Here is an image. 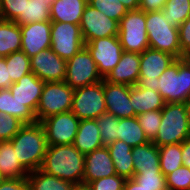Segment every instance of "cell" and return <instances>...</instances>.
<instances>
[{
  "label": "cell",
  "mask_w": 190,
  "mask_h": 190,
  "mask_svg": "<svg viewBox=\"0 0 190 190\" xmlns=\"http://www.w3.org/2000/svg\"><path fill=\"white\" fill-rule=\"evenodd\" d=\"M85 155L73 144L48 145L41 170L73 184L83 183Z\"/></svg>",
  "instance_id": "cell-1"
},
{
  "label": "cell",
  "mask_w": 190,
  "mask_h": 190,
  "mask_svg": "<svg viewBox=\"0 0 190 190\" xmlns=\"http://www.w3.org/2000/svg\"><path fill=\"white\" fill-rule=\"evenodd\" d=\"M10 142L19 163L28 172L41 168L48 145L40 122L24 124Z\"/></svg>",
  "instance_id": "cell-2"
},
{
  "label": "cell",
  "mask_w": 190,
  "mask_h": 190,
  "mask_svg": "<svg viewBox=\"0 0 190 190\" xmlns=\"http://www.w3.org/2000/svg\"><path fill=\"white\" fill-rule=\"evenodd\" d=\"M161 123L152 141L158 147L182 143L190 137V120L185 103H165L161 109Z\"/></svg>",
  "instance_id": "cell-3"
},
{
  "label": "cell",
  "mask_w": 190,
  "mask_h": 190,
  "mask_svg": "<svg viewBox=\"0 0 190 190\" xmlns=\"http://www.w3.org/2000/svg\"><path fill=\"white\" fill-rule=\"evenodd\" d=\"M165 103H185L190 97V57L176 59L158 78Z\"/></svg>",
  "instance_id": "cell-4"
},
{
  "label": "cell",
  "mask_w": 190,
  "mask_h": 190,
  "mask_svg": "<svg viewBox=\"0 0 190 190\" xmlns=\"http://www.w3.org/2000/svg\"><path fill=\"white\" fill-rule=\"evenodd\" d=\"M145 25L149 48L167 52L176 59H181L178 28L167 21L162 11L147 12Z\"/></svg>",
  "instance_id": "cell-5"
},
{
  "label": "cell",
  "mask_w": 190,
  "mask_h": 190,
  "mask_svg": "<svg viewBox=\"0 0 190 190\" xmlns=\"http://www.w3.org/2000/svg\"><path fill=\"white\" fill-rule=\"evenodd\" d=\"M146 12L130 10L119 21L118 38L125 52L141 54L149 48Z\"/></svg>",
  "instance_id": "cell-6"
},
{
  "label": "cell",
  "mask_w": 190,
  "mask_h": 190,
  "mask_svg": "<svg viewBox=\"0 0 190 190\" xmlns=\"http://www.w3.org/2000/svg\"><path fill=\"white\" fill-rule=\"evenodd\" d=\"M74 90L64 81L45 82L35 112L37 122L71 111Z\"/></svg>",
  "instance_id": "cell-7"
},
{
  "label": "cell",
  "mask_w": 190,
  "mask_h": 190,
  "mask_svg": "<svg viewBox=\"0 0 190 190\" xmlns=\"http://www.w3.org/2000/svg\"><path fill=\"white\" fill-rule=\"evenodd\" d=\"M71 112L79 120L96 119L106 112L103 80L74 90Z\"/></svg>",
  "instance_id": "cell-8"
},
{
  "label": "cell",
  "mask_w": 190,
  "mask_h": 190,
  "mask_svg": "<svg viewBox=\"0 0 190 190\" xmlns=\"http://www.w3.org/2000/svg\"><path fill=\"white\" fill-rule=\"evenodd\" d=\"M96 63L84 46L78 53L66 61L64 82L73 90L102 81Z\"/></svg>",
  "instance_id": "cell-9"
},
{
  "label": "cell",
  "mask_w": 190,
  "mask_h": 190,
  "mask_svg": "<svg viewBox=\"0 0 190 190\" xmlns=\"http://www.w3.org/2000/svg\"><path fill=\"white\" fill-rule=\"evenodd\" d=\"M85 46L78 24L51 22V49L63 60H69Z\"/></svg>",
  "instance_id": "cell-10"
},
{
  "label": "cell",
  "mask_w": 190,
  "mask_h": 190,
  "mask_svg": "<svg viewBox=\"0 0 190 190\" xmlns=\"http://www.w3.org/2000/svg\"><path fill=\"white\" fill-rule=\"evenodd\" d=\"M176 58L171 54L148 48L140 54V71L137 85L158 91V78Z\"/></svg>",
  "instance_id": "cell-11"
},
{
  "label": "cell",
  "mask_w": 190,
  "mask_h": 190,
  "mask_svg": "<svg viewBox=\"0 0 190 190\" xmlns=\"http://www.w3.org/2000/svg\"><path fill=\"white\" fill-rule=\"evenodd\" d=\"M85 47L94 59L102 78L118 64L124 52L118 35L91 40L85 43Z\"/></svg>",
  "instance_id": "cell-12"
},
{
  "label": "cell",
  "mask_w": 190,
  "mask_h": 190,
  "mask_svg": "<svg viewBox=\"0 0 190 190\" xmlns=\"http://www.w3.org/2000/svg\"><path fill=\"white\" fill-rule=\"evenodd\" d=\"M80 120L71 112L52 115L42 120L47 145L73 144Z\"/></svg>",
  "instance_id": "cell-13"
},
{
  "label": "cell",
  "mask_w": 190,
  "mask_h": 190,
  "mask_svg": "<svg viewBox=\"0 0 190 190\" xmlns=\"http://www.w3.org/2000/svg\"><path fill=\"white\" fill-rule=\"evenodd\" d=\"M118 25V21L107 17L104 13L87 3L79 26L84 42L88 43L94 39L118 35Z\"/></svg>",
  "instance_id": "cell-14"
},
{
  "label": "cell",
  "mask_w": 190,
  "mask_h": 190,
  "mask_svg": "<svg viewBox=\"0 0 190 190\" xmlns=\"http://www.w3.org/2000/svg\"><path fill=\"white\" fill-rule=\"evenodd\" d=\"M31 71L44 82L64 81L66 61L51 48L40 51L30 58Z\"/></svg>",
  "instance_id": "cell-15"
},
{
  "label": "cell",
  "mask_w": 190,
  "mask_h": 190,
  "mask_svg": "<svg viewBox=\"0 0 190 190\" xmlns=\"http://www.w3.org/2000/svg\"><path fill=\"white\" fill-rule=\"evenodd\" d=\"M21 51L29 58L40 51L51 48V21L34 22L20 25Z\"/></svg>",
  "instance_id": "cell-16"
},
{
  "label": "cell",
  "mask_w": 190,
  "mask_h": 190,
  "mask_svg": "<svg viewBox=\"0 0 190 190\" xmlns=\"http://www.w3.org/2000/svg\"><path fill=\"white\" fill-rule=\"evenodd\" d=\"M106 112L119 119L136 117L130 100V86L106 81L103 78Z\"/></svg>",
  "instance_id": "cell-17"
},
{
  "label": "cell",
  "mask_w": 190,
  "mask_h": 190,
  "mask_svg": "<svg viewBox=\"0 0 190 190\" xmlns=\"http://www.w3.org/2000/svg\"><path fill=\"white\" fill-rule=\"evenodd\" d=\"M114 174H116L114 163L107 146L95 149L91 153L85 155L84 184Z\"/></svg>",
  "instance_id": "cell-18"
},
{
  "label": "cell",
  "mask_w": 190,
  "mask_h": 190,
  "mask_svg": "<svg viewBox=\"0 0 190 190\" xmlns=\"http://www.w3.org/2000/svg\"><path fill=\"white\" fill-rule=\"evenodd\" d=\"M44 83L33 72H29L14 82L9 87V90L19 102L29 107L35 113Z\"/></svg>",
  "instance_id": "cell-19"
},
{
  "label": "cell",
  "mask_w": 190,
  "mask_h": 190,
  "mask_svg": "<svg viewBox=\"0 0 190 190\" xmlns=\"http://www.w3.org/2000/svg\"><path fill=\"white\" fill-rule=\"evenodd\" d=\"M140 54L123 52L118 64L104 78L117 84L134 86L139 81Z\"/></svg>",
  "instance_id": "cell-20"
},
{
  "label": "cell",
  "mask_w": 190,
  "mask_h": 190,
  "mask_svg": "<svg viewBox=\"0 0 190 190\" xmlns=\"http://www.w3.org/2000/svg\"><path fill=\"white\" fill-rule=\"evenodd\" d=\"M99 130L96 119L80 120L73 145L83 155L103 147Z\"/></svg>",
  "instance_id": "cell-21"
},
{
  "label": "cell",
  "mask_w": 190,
  "mask_h": 190,
  "mask_svg": "<svg viewBox=\"0 0 190 190\" xmlns=\"http://www.w3.org/2000/svg\"><path fill=\"white\" fill-rule=\"evenodd\" d=\"M87 3V0H54L50 6V21L80 25Z\"/></svg>",
  "instance_id": "cell-22"
},
{
  "label": "cell",
  "mask_w": 190,
  "mask_h": 190,
  "mask_svg": "<svg viewBox=\"0 0 190 190\" xmlns=\"http://www.w3.org/2000/svg\"><path fill=\"white\" fill-rule=\"evenodd\" d=\"M132 159L134 174L149 171H161L159 149L152 141L132 147Z\"/></svg>",
  "instance_id": "cell-23"
},
{
  "label": "cell",
  "mask_w": 190,
  "mask_h": 190,
  "mask_svg": "<svg viewBox=\"0 0 190 190\" xmlns=\"http://www.w3.org/2000/svg\"><path fill=\"white\" fill-rule=\"evenodd\" d=\"M130 100L136 116L148 111L161 110L165 105L158 91L141 88L137 84L130 86Z\"/></svg>",
  "instance_id": "cell-24"
},
{
  "label": "cell",
  "mask_w": 190,
  "mask_h": 190,
  "mask_svg": "<svg viewBox=\"0 0 190 190\" xmlns=\"http://www.w3.org/2000/svg\"><path fill=\"white\" fill-rule=\"evenodd\" d=\"M107 148L113 160L116 174L125 179L133 178L132 147L122 140H117L107 145Z\"/></svg>",
  "instance_id": "cell-25"
},
{
  "label": "cell",
  "mask_w": 190,
  "mask_h": 190,
  "mask_svg": "<svg viewBox=\"0 0 190 190\" xmlns=\"http://www.w3.org/2000/svg\"><path fill=\"white\" fill-rule=\"evenodd\" d=\"M0 114L11 115L19 119L23 124L37 122L35 113L19 102L9 89L0 90Z\"/></svg>",
  "instance_id": "cell-26"
},
{
  "label": "cell",
  "mask_w": 190,
  "mask_h": 190,
  "mask_svg": "<svg viewBox=\"0 0 190 190\" xmlns=\"http://www.w3.org/2000/svg\"><path fill=\"white\" fill-rule=\"evenodd\" d=\"M10 141H0V173L9 178H26L29 172L19 163Z\"/></svg>",
  "instance_id": "cell-27"
},
{
  "label": "cell",
  "mask_w": 190,
  "mask_h": 190,
  "mask_svg": "<svg viewBox=\"0 0 190 190\" xmlns=\"http://www.w3.org/2000/svg\"><path fill=\"white\" fill-rule=\"evenodd\" d=\"M21 38L22 33L18 23L0 20V57L21 51Z\"/></svg>",
  "instance_id": "cell-28"
},
{
  "label": "cell",
  "mask_w": 190,
  "mask_h": 190,
  "mask_svg": "<svg viewBox=\"0 0 190 190\" xmlns=\"http://www.w3.org/2000/svg\"><path fill=\"white\" fill-rule=\"evenodd\" d=\"M29 190H71L73 183L47 174L41 169L29 172L26 177Z\"/></svg>",
  "instance_id": "cell-29"
},
{
  "label": "cell",
  "mask_w": 190,
  "mask_h": 190,
  "mask_svg": "<svg viewBox=\"0 0 190 190\" xmlns=\"http://www.w3.org/2000/svg\"><path fill=\"white\" fill-rule=\"evenodd\" d=\"M118 140L126 142L131 147L149 142L137 117L119 119Z\"/></svg>",
  "instance_id": "cell-30"
},
{
  "label": "cell",
  "mask_w": 190,
  "mask_h": 190,
  "mask_svg": "<svg viewBox=\"0 0 190 190\" xmlns=\"http://www.w3.org/2000/svg\"><path fill=\"white\" fill-rule=\"evenodd\" d=\"M160 170L164 176L174 172L183 165L181 143L167 144L158 147Z\"/></svg>",
  "instance_id": "cell-31"
},
{
  "label": "cell",
  "mask_w": 190,
  "mask_h": 190,
  "mask_svg": "<svg viewBox=\"0 0 190 190\" xmlns=\"http://www.w3.org/2000/svg\"><path fill=\"white\" fill-rule=\"evenodd\" d=\"M161 11L167 21L178 28L190 16V0H167Z\"/></svg>",
  "instance_id": "cell-32"
},
{
  "label": "cell",
  "mask_w": 190,
  "mask_h": 190,
  "mask_svg": "<svg viewBox=\"0 0 190 190\" xmlns=\"http://www.w3.org/2000/svg\"><path fill=\"white\" fill-rule=\"evenodd\" d=\"M50 21V6L44 0H27L25 15L18 22L19 25Z\"/></svg>",
  "instance_id": "cell-33"
},
{
  "label": "cell",
  "mask_w": 190,
  "mask_h": 190,
  "mask_svg": "<svg viewBox=\"0 0 190 190\" xmlns=\"http://www.w3.org/2000/svg\"><path fill=\"white\" fill-rule=\"evenodd\" d=\"M9 76L13 82L18 81L25 74L32 72L30 58L23 52H13L5 57Z\"/></svg>",
  "instance_id": "cell-34"
},
{
  "label": "cell",
  "mask_w": 190,
  "mask_h": 190,
  "mask_svg": "<svg viewBox=\"0 0 190 190\" xmlns=\"http://www.w3.org/2000/svg\"><path fill=\"white\" fill-rule=\"evenodd\" d=\"M118 121L119 118L108 112L96 118V124L100 129V137L104 146L118 140Z\"/></svg>",
  "instance_id": "cell-35"
},
{
  "label": "cell",
  "mask_w": 190,
  "mask_h": 190,
  "mask_svg": "<svg viewBox=\"0 0 190 190\" xmlns=\"http://www.w3.org/2000/svg\"><path fill=\"white\" fill-rule=\"evenodd\" d=\"M87 2L107 17L118 22L128 12L127 8L119 0H87Z\"/></svg>",
  "instance_id": "cell-36"
},
{
  "label": "cell",
  "mask_w": 190,
  "mask_h": 190,
  "mask_svg": "<svg viewBox=\"0 0 190 190\" xmlns=\"http://www.w3.org/2000/svg\"><path fill=\"white\" fill-rule=\"evenodd\" d=\"M147 139L153 141L156 137L161 123V110L148 111L136 116Z\"/></svg>",
  "instance_id": "cell-37"
},
{
  "label": "cell",
  "mask_w": 190,
  "mask_h": 190,
  "mask_svg": "<svg viewBox=\"0 0 190 190\" xmlns=\"http://www.w3.org/2000/svg\"><path fill=\"white\" fill-rule=\"evenodd\" d=\"M132 179L147 189L168 190L165 176L161 171L141 172L134 174Z\"/></svg>",
  "instance_id": "cell-38"
},
{
  "label": "cell",
  "mask_w": 190,
  "mask_h": 190,
  "mask_svg": "<svg viewBox=\"0 0 190 190\" xmlns=\"http://www.w3.org/2000/svg\"><path fill=\"white\" fill-rule=\"evenodd\" d=\"M27 0H0L2 19L18 23L25 15Z\"/></svg>",
  "instance_id": "cell-39"
},
{
  "label": "cell",
  "mask_w": 190,
  "mask_h": 190,
  "mask_svg": "<svg viewBox=\"0 0 190 190\" xmlns=\"http://www.w3.org/2000/svg\"><path fill=\"white\" fill-rule=\"evenodd\" d=\"M168 190H189L190 189V169L181 166L174 172L165 176Z\"/></svg>",
  "instance_id": "cell-40"
},
{
  "label": "cell",
  "mask_w": 190,
  "mask_h": 190,
  "mask_svg": "<svg viewBox=\"0 0 190 190\" xmlns=\"http://www.w3.org/2000/svg\"><path fill=\"white\" fill-rule=\"evenodd\" d=\"M24 124L11 115L0 114V141H10Z\"/></svg>",
  "instance_id": "cell-41"
},
{
  "label": "cell",
  "mask_w": 190,
  "mask_h": 190,
  "mask_svg": "<svg viewBox=\"0 0 190 190\" xmlns=\"http://www.w3.org/2000/svg\"><path fill=\"white\" fill-rule=\"evenodd\" d=\"M126 179L117 174L106 178H99L90 183L88 186L91 190H123Z\"/></svg>",
  "instance_id": "cell-42"
},
{
  "label": "cell",
  "mask_w": 190,
  "mask_h": 190,
  "mask_svg": "<svg viewBox=\"0 0 190 190\" xmlns=\"http://www.w3.org/2000/svg\"><path fill=\"white\" fill-rule=\"evenodd\" d=\"M181 58L190 57V16L178 27Z\"/></svg>",
  "instance_id": "cell-43"
},
{
  "label": "cell",
  "mask_w": 190,
  "mask_h": 190,
  "mask_svg": "<svg viewBox=\"0 0 190 190\" xmlns=\"http://www.w3.org/2000/svg\"><path fill=\"white\" fill-rule=\"evenodd\" d=\"M0 190H29L27 178H6L0 184Z\"/></svg>",
  "instance_id": "cell-44"
},
{
  "label": "cell",
  "mask_w": 190,
  "mask_h": 190,
  "mask_svg": "<svg viewBox=\"0 0 190 190\" xmlns=\"http://www.w3.org/2000/svg\"><path fill=\"white\" fill-rule=\"evenodd\" d=\"M13 83L9 76L6 59L5 57H0V90L9 89Z\"/></svg>",
  "instance_id": "cell-45"
},
{
  "label": "cell",
  "mask_w": 190,
  "mask_h": 190,
  "mask_svg": "<svg viewBox=\"0 0 190 190\" xmlns=\"http://www.w3.org/2000/svg\"><path fill=\"white\" fill-rule=\"evenodd\" d=\"M167 0H140L139 10L154 12L163 10Z\"/></svg>",
  "instance_id": "cell-46"
},
{
  "label": "cell",
  "mask_w": 190,
  "mask_h": 190,
  "mask_svg": "<svg viewBox=\"0 0 190 190\" xmlns=\"http://www.w3.org/2000/svg\"><path fill=\"white\" fill-rule=\"evenodd\" d=\"M183 166L190 169V137L181 143Z\"/></svg>",
  "instance_id": "cell-47"
},
{
  "label": "cell",
  "mask_w": 190,
  "mask_h": 190,
  "mask_svg": "<svg viewBox=\"0 0 190 190\" xmlns=\"http://www.w3.org/2000/svg\"><path fill=\"white\" fill-rule=\"evenodd\" d=\"M123 190H160V189H147L140 186L137 182H135L132 178L126 179Z\"/></svg>",
  "instance_id": "cell-48"
},
{
  "label": "cell",
  "mask_w": 190,
  "mask_h": 190,
  "mask_svg": "<svg viewBox=\"0 0 190 190\" xmlns=\"http://www.w3.org/2000/svg\"><path fill=\"white\" fill-rule=\"evenodd\" d=\"M119 1L127 8L128 11L139 9L140 0H119Z\"/></svg>",
  "instance_id": "cell-49"
},
{
  "label": "cell",
  "mask_w": 190,
  "mask_h": 190,
  "mask_svg": "<svg viewBox=\"0 0 190 190\" xmlns=\"http://www.w3.org/2000/svg\"><path fill=\"white\" fill-rule=\"evenodd\" d=\"M71 190H91L88 184H74Z\"/></svg>",
  "instance_id": "cell-50"
},
{
  "label": "cell",
  "mask_w": 190,
  "mask_h": 190,
  "mask_svg": "<svg viewBox=\"0 0 190 190\" xmlns=\"http://www.w3.org/2000/svg\"><path fill=\"white\" fill-rule=\"evenodd\" d=\"M186 109H187V114L190 120V97L185 101Z\"/></svg>",
  "instance_id": "cell-51"
},
{
  "label": "cell",
  "mask_w": 190,
  "mask_h": 190,
  "mask_svg": "<svg viewBox=\"0 0 190 190\" xmlns=\"http://www.w3.org/2000/svg\"><path fill=\"white\" fill-rule=\"evenodd\" d=\"M5 180V177L0 173V184Z\"/></svg>",
  "instance_id": "cell-52"
},
{
  "label": "cell",
  "mask_w": 190,
  "mask_h": 190,
  "mask_svg": "<svg viewBox=\"0 0 190 190\" xmlns=\"http://www.w3.org/2000/svg\"><path fill=\"white\" fill-rule=\"evenodd\" d=\"M44 1H46V3H47L49 6H51V4H52V2H53L54 0H44Z\"/></svg>",
  "instance_id": "cell-53"
},
{
  "label": "cell",
  "mask_w": 190,
  "mask_h": 190,
  "mask_svg": "<svg viewBox=\"0 0 190 190\" xmlns=\"http://www.w3.org/2000/svg\"><path fill=\"white\" fill-rule=\"evenodd\" d=\"M0 20H2L1 4H0Z\"/></svg>",
  "instance_id": "cell-54"
}]
</instances>
